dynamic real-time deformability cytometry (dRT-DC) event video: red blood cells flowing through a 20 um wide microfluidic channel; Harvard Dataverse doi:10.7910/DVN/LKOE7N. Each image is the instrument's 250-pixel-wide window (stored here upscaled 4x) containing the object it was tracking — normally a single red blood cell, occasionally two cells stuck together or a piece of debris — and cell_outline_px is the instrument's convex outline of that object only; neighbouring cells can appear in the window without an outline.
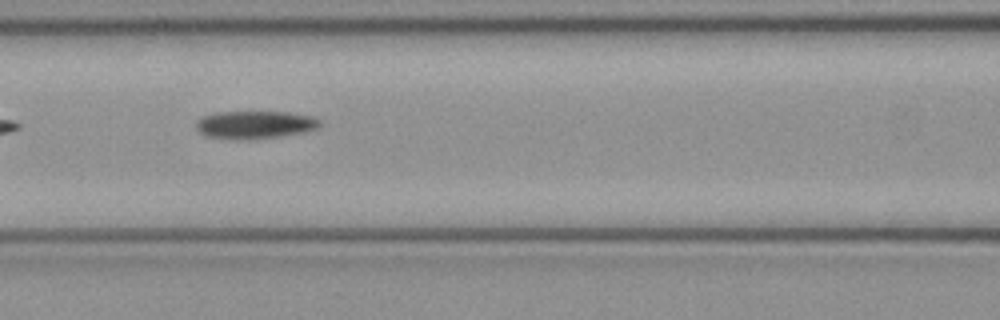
{"species": "common noctule bat (a hibernating species)", "species_latin": "Nyctalus noctula", "temperature_condition": "cold", "stored_images_in_passage": 7, "camera_frame_rate_fps": 3000, "um_per_image_px": 0.085, "animal": {"sex": "female", "body_mass_g": 21.9}, "frame": {"image": 1, "passage_image": 5, "time_ms": 1.333, "image_size_px": [1000, 320], "cell_outline_px": [[324, 124], [316, 128], [304, 132], [280, 136], [248, 140], [232, 140], [208, 136], [200, 132], [196, 128], [196, 120], [204, 116], [216, 112], [288, 112], [316, 116]], "centroid_in_image_um": [21.7, 10.6], "position_along_channel_um": 144.9, "area_um2": 20.35}}
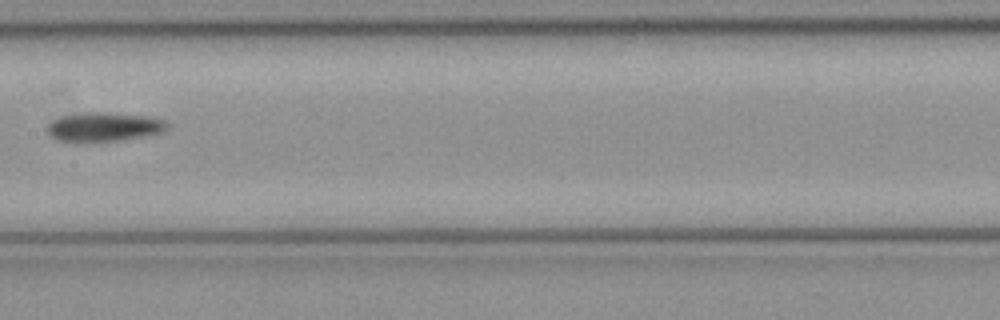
{"frame": {"image": 2, "passage_image": 6, "time_ms": 1.667, "image_size_px": [1000, 320], "cell_outline_px": [[168, 128], [160, 132], [148, 136], [120, 140], [56, 140], [48, 136], [48, 124], [52, 120], [60, 116], [84, 112], [100, 112], [148, 116], [164, 120], [168, 124]], "centroid_in_image_um": [8.84, 10.76], "position_along_channel_um": 198.6, "area_um2": 20.0}}
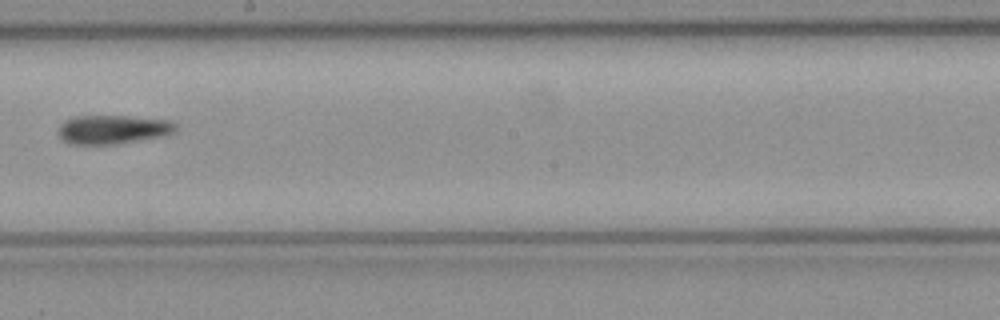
{"frame": {"image": 3, "passage_image": 7, "time_ms": 2.0, "image_size_px": [1000, 320], "cell_outline_px": [[176, 132], [164, 136], [116, 144], [68, 144], [60, 140], [60, 124], [64, 120], [76, 116], [128, 116], [172, 120], [176, 124]], "centroid_in_image_um": [9.62, 11.0], "position_along_channel_um": 238.6, "area_um2": 19.94}}